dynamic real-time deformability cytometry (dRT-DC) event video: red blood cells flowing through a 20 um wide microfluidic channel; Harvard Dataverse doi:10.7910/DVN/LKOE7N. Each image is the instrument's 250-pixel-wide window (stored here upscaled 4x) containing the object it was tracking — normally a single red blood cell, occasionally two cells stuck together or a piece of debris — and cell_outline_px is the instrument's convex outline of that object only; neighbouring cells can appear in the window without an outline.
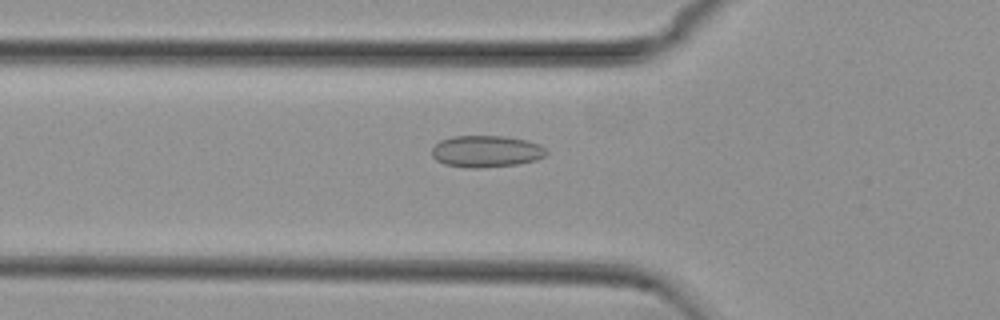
{"species": "common noctule bat (a hibernating species)", "species_latin": "Nyctalus noctula", "temperature_condition": "cold", "stored_images_in_passage": 47, "camera_frame_rate_fps": 3000, "um_per_image_px": 0.085, "animal": {"sex": "female", "body_mass_g": 29.2, "forearm_length_mm": 56.3}, "frame": {"image": 1, "passage_image": 11, "time_ms": 3.333, "image_size_px": [1000, 320], "cell_outline_px": [[548, 152], [544, 156], [536, 160], [516, 164], [480, 168], [464, 168], [444, 164], [436, 160], [432, 156], [432, 148], [440, 140], [452, 136], [504, 136], [528, 140], [540, 144]], "centroid_in_image_um": [41.31, 12.86], "position_along_channel_um": 84.5, "area_um2": 21.33}}
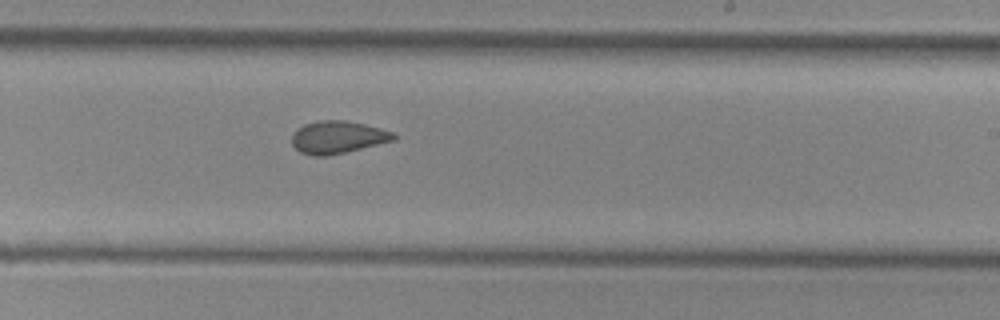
{"frame": {"image": 2, "passage_image": 25, "time_ms": 8.0, "image_size_px": [1000, 320], "cell_outline_px": [[396, 140], [328, 156], [312, 156], [300, 152], [292, 144], [292, 132], [296, 128], [304, 124], [320, 120], [344, 120], [364, 124], [396, 132]], "centroid_in_image_um": [28.7, 11.66], "position_along_channel_um": 260.3, "area_um2": 19.48}}
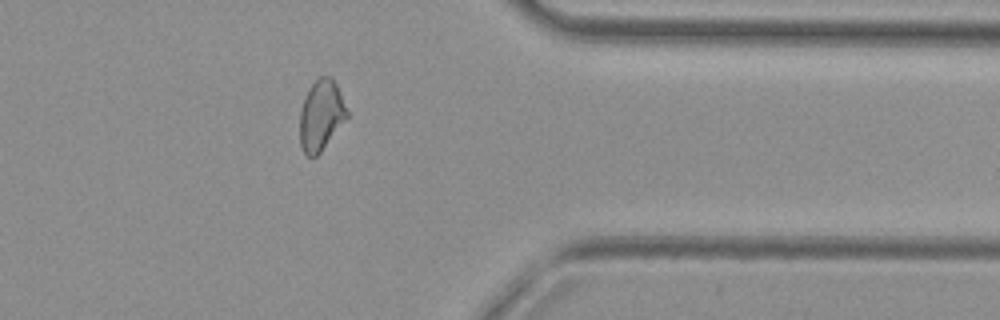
{"frame": {"image": 3, "passage_image": 36, "time_ms": 11.667, "image_size_px": [1000, 320], "cell_outline_px": [[348, 116], [320, 152], [316, 156], [308, 156], [304, 152], [300, 144], [300, 112], [308, 88], [320, 76], [332, 76], [340, 92], [348, 112]], "centroid_in_image_um": [27.29, 9.78], "position_along_channel_um": 384.1, "area_um2": 19.07}, "authors_computed_cell_mechanics": {"area_um2": 19.8254, "velocity_mm_per_s": 3.7558, "shape_relaxation_time_tau1_ms": null, "shape_relaxation_time_tau2_ms": 2.2326, "deformation_change_tau1": null, "deformation_change_tau2": 0.0815}}